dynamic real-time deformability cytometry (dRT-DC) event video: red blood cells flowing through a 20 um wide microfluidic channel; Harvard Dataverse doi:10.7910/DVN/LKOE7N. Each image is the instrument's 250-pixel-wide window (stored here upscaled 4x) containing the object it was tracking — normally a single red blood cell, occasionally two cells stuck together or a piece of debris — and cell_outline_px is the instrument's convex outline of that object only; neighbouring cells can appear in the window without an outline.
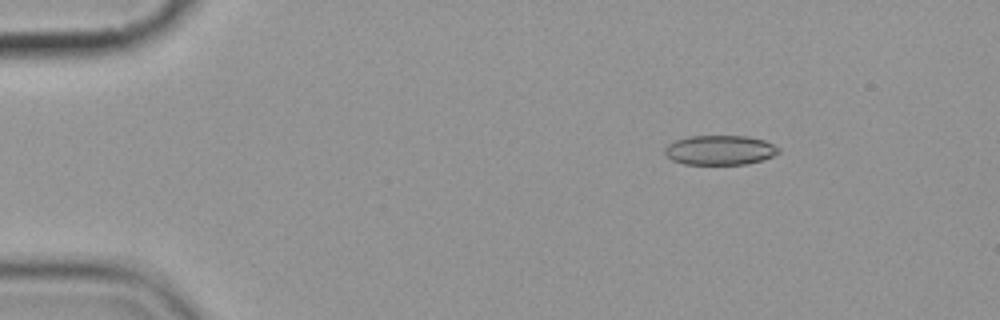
{"species": "common noctule bat (a hibernating species)", "species_latin": "Nyctalus noctula", "temperature_condition": "cold", "stored_images_in_passage": 4, "camera_frame_rate_fps": 3000, "um_per_image_px": 0.085, "animal": {"sex": "female", "body_mass_g": 19.9}, "frame": {"image": 1, "passage_image": 2, "time_ms": 1.333, "image_size_px": [1000, 320], "cell_outline_px": [[780, 152], [772, 156], [760, 160], [744, 164], [684, 164], [672, 160], [664, 152], [664, 148], [668, 144], [676, 140], [688, 136], [748, 136], [764, 140], [780, 148]], "centroid_in_image_um": [61.18, 12.75], "position_along_channel_um": 23.8, "area_um2": 19.54}}